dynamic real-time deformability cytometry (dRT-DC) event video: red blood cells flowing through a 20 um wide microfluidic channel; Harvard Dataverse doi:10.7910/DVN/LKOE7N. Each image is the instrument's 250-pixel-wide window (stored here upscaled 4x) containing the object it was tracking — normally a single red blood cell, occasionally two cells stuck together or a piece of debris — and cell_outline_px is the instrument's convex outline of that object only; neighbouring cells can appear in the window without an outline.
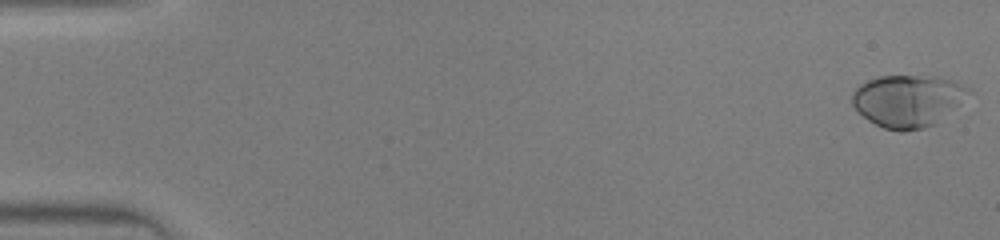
{"species": "human", "species_latin": "Homo sapiens", "temperature_condition": "warm", "stored_images_in_passage": 45, "camera_frame_rate_fps": 3000, "um_per_image_px": 0.085, "donor": {"sex": "male"}, "frame": {"image": 1, "passage_image": 1, "time_ms": 0.0, "image_size_px": [1000, 240], "cell_outline_px": [[972, 92], [936, 124], [924, 128], [904, 132], [900, 132], [884, 128], [868, 120], [852, 104], [852, 92], [860, 84], [868, 80], [880, 76], [940, 76], [956, 80], [972, 88]], "centroid_in_image_um": [77.21, 8.55], "position_along_channel_um": 7.8, "area_um2": 35.66}}
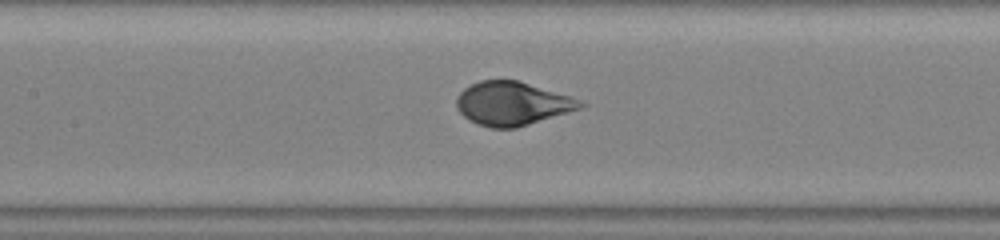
{"frame": {"image": 2, "passage_image": 22, "time_ms": 7.0, "image_size_px": [1000, 240], "cell_outline_px": [[588, 104], [580, 108], [516, 128], [492, 128], [480, 124], [464, 116], [460, 112], [456, 104], [456, 96], [464, 88], [480, 80], [520, 80], [572, 96]], "centroid_in_image_um": [43.56, 8.78], "position_along_channel_um": 163.8, "area_um2": 31.33}}
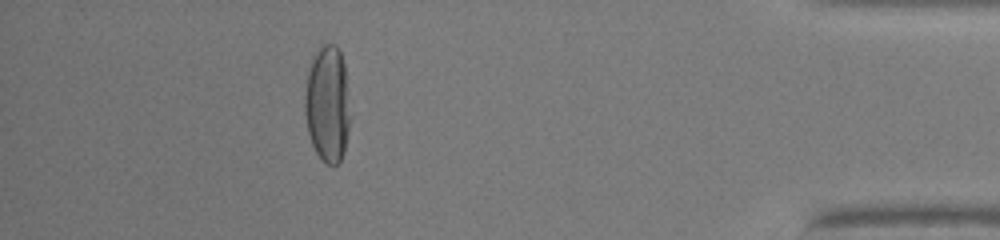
{"frame": {"image": 3, "passage_image": 41, "time_ms": 13.333, "image_size_px": [1000, 240], "cell_outline_px": [[348, 128], [344, 152], [340, 160], [336, 164], [328, 164], [320, 160], [312, 144], [308, 132], [304, 112], [304, 96], [308, 72], [312, 56], [320, 44], [336, 44], [340, 52], [344, 64], [348, 116]], "centroid_in_image_um": [27.79, 8.82], "position_along_channel_um": 407.4, "area_um2": 30.46}}